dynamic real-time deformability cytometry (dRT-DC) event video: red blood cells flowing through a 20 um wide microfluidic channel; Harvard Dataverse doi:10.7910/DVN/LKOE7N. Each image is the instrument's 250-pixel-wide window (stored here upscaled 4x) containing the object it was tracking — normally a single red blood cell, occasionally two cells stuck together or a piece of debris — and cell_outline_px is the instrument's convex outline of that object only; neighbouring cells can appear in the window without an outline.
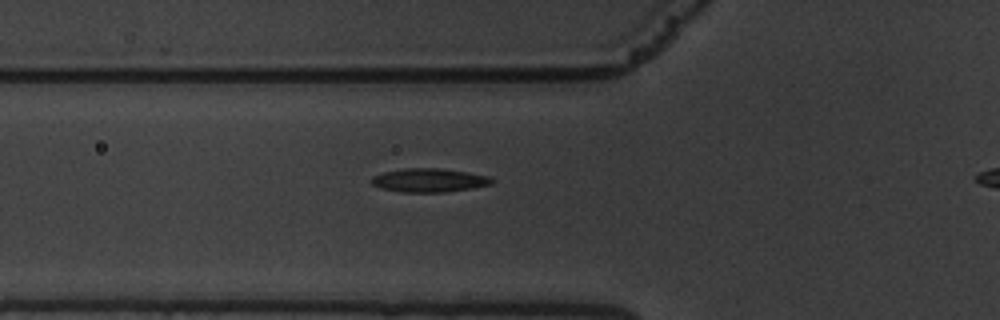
{"species": "common noctule bat (a hibernating species)", "species_latin": "Nyctalus noctula", "temperature_condition": "warm", "stored_images_in_passage": 46, "camera_frame_rate_fps": 3000, "um_per_image_px": 0.085, "animal": {"sex": "male", "body_mass_g": 19.5, "forearm_length_mm": 54.6}, "frame": {"image": 1, "passage_image": 14, "time_ms": 4.333, "image_size_px": [1000, 320], "cell_outline_px": [[496, 180], [492, 184], [472, 188], [444, 192], [400, 192], [380, 188], [372, 184], [368, 180], [372, 176], [384, 172], [404, 168], [440, 168], [468, 172], [488, 176]], "centroid_in_image_um": [36.46, 15.32], "position_along_channel_um": 89.3, "area_um2": 16.76}}
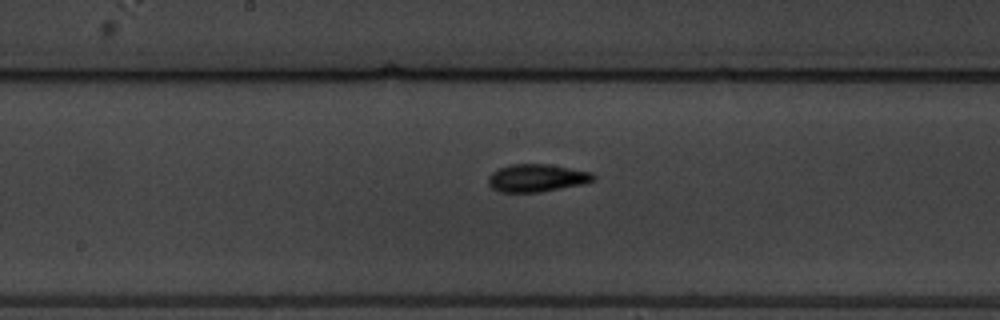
{"frame": {"image": 2, "passage_image": 24, "time_ms": 7.667, "image_size_px": [1000, 320], "cell_outline_px": [[596, 180], [584, 184], [540, 192], [500, 192], [492, 188], [488, 184], [488, 176], [492, 172], [500, 168], [512, 164], [548, 164], [592, 172], [596, 176]], "centroid_in_image_um": [45.65, 15.13], "position_along_channel_um": 202.6, "area_um2": 17.05}}
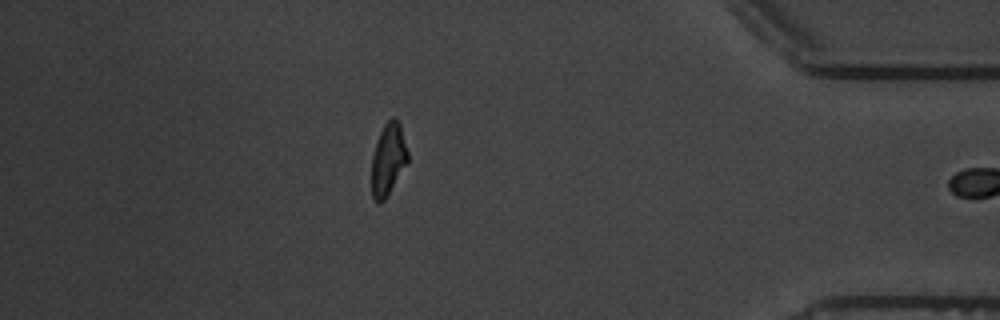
{"frame": {"image": 3, "passage_image": 45, "time_ms": 14.667, "image_size_px": [1000, 320], "cell_outline_px": [[408, 160], [384, 200], [380, 204], [376, 204], [372, 200], [372, 156], [376, 140], [384, 124], [392, 116], [396, 116], [400, 124], [408, 152]], "centroid_in_image_um": [32.97, 13.52], "position_along_channel_um": 402.2, "area_um2": 15.14}}